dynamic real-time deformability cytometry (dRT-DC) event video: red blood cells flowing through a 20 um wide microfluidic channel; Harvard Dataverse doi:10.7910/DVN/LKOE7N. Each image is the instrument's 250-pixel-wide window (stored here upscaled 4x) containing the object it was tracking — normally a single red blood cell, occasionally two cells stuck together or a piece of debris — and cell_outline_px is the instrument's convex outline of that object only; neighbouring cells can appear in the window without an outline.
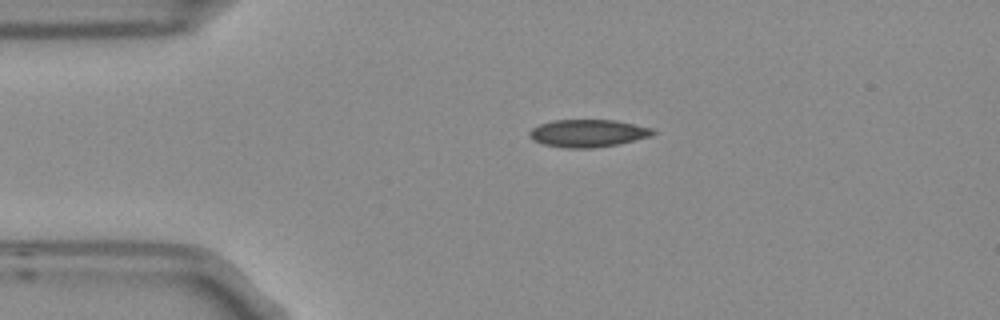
{"species": "Egyptian fruit bat (a non-hibernating species)", "species_latin": "Rousettus aegyptiacus", "temperature_condition": "room temperature", "stored_images_in_passage": 2, "camera_frame_rate_fps": 3000, "um_per_image_px": 0.085, "frame": {"image": 1, "passage_image": 1, "time_ms": 0.0, "image_size_px": [1000, 320], "cell_outline_px": [[656, 132], [652, 136], [616, 144], [592, 148], [564, 148], [540, 144], [532, 140], [528, 136], [528, 132], [532, 128], [540, 124], [552, 120], [616, 120], [652, 128]], "centroid_in_image_um": [49.92, 11.33], "position_along_channel_um": 35.1, "area_um2": 19.94}}